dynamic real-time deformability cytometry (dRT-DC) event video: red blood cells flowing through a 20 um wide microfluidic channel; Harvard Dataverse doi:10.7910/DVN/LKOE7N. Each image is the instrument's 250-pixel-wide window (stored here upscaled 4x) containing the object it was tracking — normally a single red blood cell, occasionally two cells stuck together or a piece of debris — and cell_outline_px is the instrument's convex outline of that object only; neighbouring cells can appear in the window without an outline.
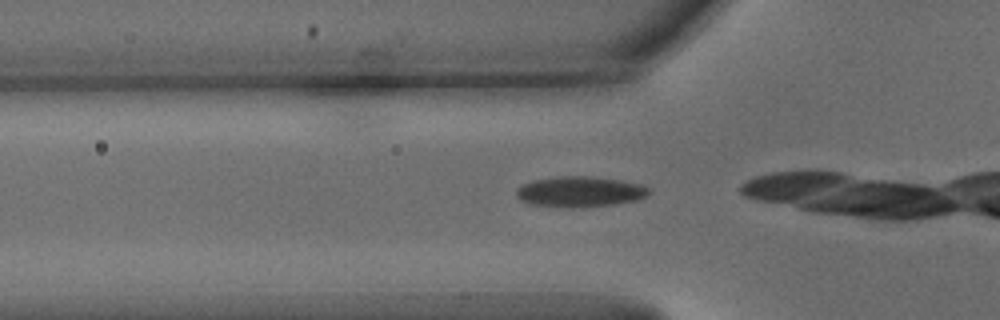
{"species": "common noctule bat (a hibernating species)", "species_latin": "Nyctalus noctula", "temperature_condition": "warm", "stored_images_in_passage": 21, "camera_frame_rate_fps": 3000, "um_per_image_px": 0.085, "animal": {"sex": "male", "body_mass_g": 15.6}, "frame": {"image": 1, "passage_image": 9, "time_ms": 2.667, "image_size_px": [1000, 320], "cell_outline_px": [[652, 192], [648, 196], [636, 200], [616, 204], [584, 208], [568, 208], [532, 204], [520, 200], [516, 196], [516, 188], [520, 184], [532, 180], [556, 176], [588, 176], [620, 180], [644, 184], [652, 188]], "centroid_in_image_um": [49.33, 16.3], "position_along_channel_um": 76.5, "area_um2": 24.28}}
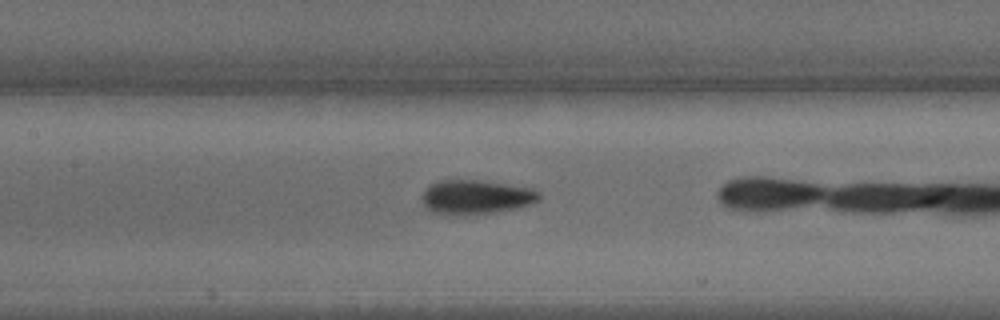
{"frame": {"image": 2, "passage_image": 16, "time_ms": 5.0, "image_size_px": [1000, 320], "cell_outline_px": [[540, 200], [532, 204], [516, 208], [496, 212], [468, 216], [460, 216], [432, 212], [424, 204], [424, 192], [432, 184], [440, 180], [480, 180], [532, 188], [540, 192]], "centroid_in_image_um": [40.52, 16.77], "position_along_channel_um": 166.9, "area_um2": 23.41}}
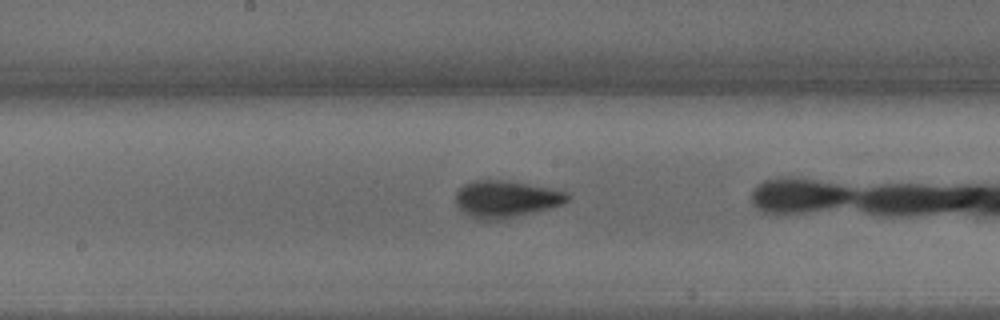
{"frame": {"image": 3, "passage_image": 19, "time_ms": 6.0, "image_size_px": [1000, 320], "cell_outline_px": [[572, 196], [564, 204], [552, 208], [516, 216], [496, 220], [476, 220], [464, 212], [456, 204], [456, 192], [464, 184], [472, 180], [508, 180], [568, 192]], "centroid_in_image_um": [43.02, 16.91], "position_along_channel_um": 205.2, "area_um2": 24.16}}